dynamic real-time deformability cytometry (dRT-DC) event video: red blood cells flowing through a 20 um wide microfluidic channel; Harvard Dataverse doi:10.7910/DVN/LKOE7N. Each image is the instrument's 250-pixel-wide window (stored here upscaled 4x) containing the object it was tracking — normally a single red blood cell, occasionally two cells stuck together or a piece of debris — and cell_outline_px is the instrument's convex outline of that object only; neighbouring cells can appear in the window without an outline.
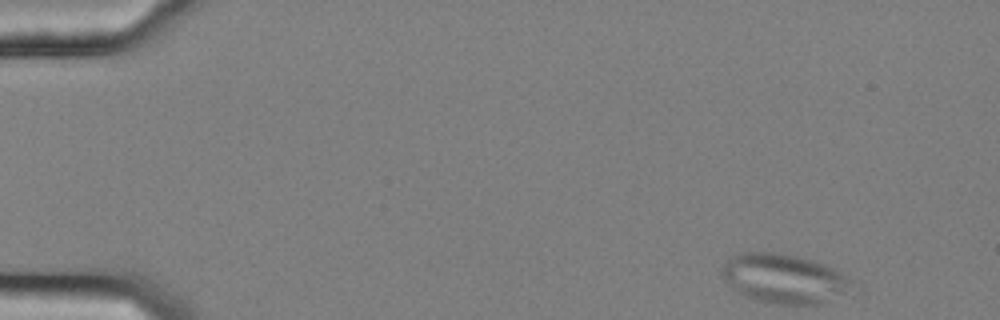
{"species": "common noctule bat (a hibernating species)", "species_latin": "Nyctalus noctula", "temperature_condition": "cold", "stored_images_in_passage": 53, "camera_frame_rate_fps": 3000, "um_per_image_px": 0.085, "animal": {"sex": "female", "body_mass_g": 25.1}, "frame": {"image": 1, "passage_image": 1, "time_ms": 0.0, "image_size_px": [1000, 320], "cell_outline_px": [[852, 280], [840, 292], [824, 304], [780, 304], [760, 300], [744, 296], [736, 292], [728, 284], [720, 272], [720, 268], [728, 256], [740, 252], [776, 252], [796, 256], [812, 260], [824, 264], [840, 272]], "centroid_in_image_um": [66.5, 23.65], "position_along_channel_um": 18.5, "area_um2": 36.82}}
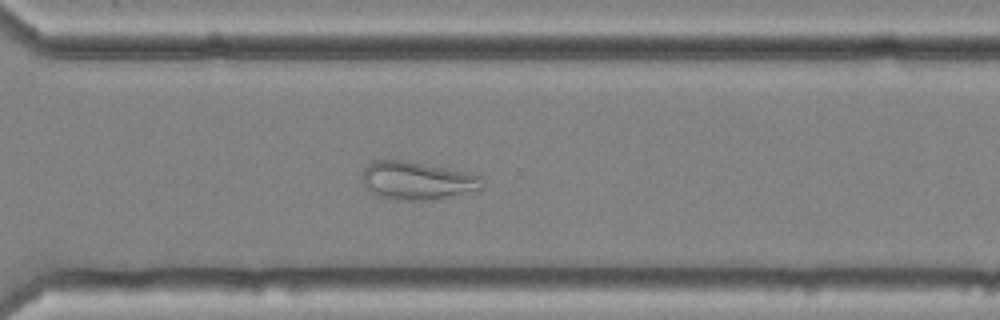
{"frame": {"image": 2, "passage_image": 37, "time_ms": 12.0, "image_size_px": [1000, 320], "cell_outline_px": [[484, 188], [448, 196], [424, 200], [392, 200], [380, 196], [372, 192], [360, 180], [360, 176], [364, 168], [372, 160], [404, 160], [468, 172], [480, 176], [484, 180]], "centroid_in_image_um": [35.42, 15.34], "position_along_channel_um": 335.2, "area_um2": 26.59}}
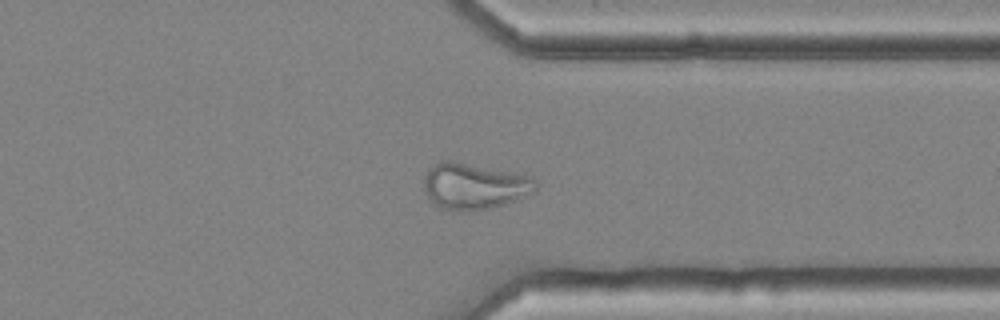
{"frame": {"image": 3, "passage_image": 40, "time_ms": 13.0, "image_size_px": [1000, 320], "cell_outline_px": [[540, 184], [536, 192], [528, 196], [504, 204], [472, 212], [460, 212], [440, 208], [428, 196], [424, 188], [424, 176], [428, 168], [440, 160], [452, 160], [516, 172], [532, 176], [540, 180]], "centroid_in_image_um": [40.39, 15.81], "position_along_channel_um": 371.0, "area_um2": 30.98}}